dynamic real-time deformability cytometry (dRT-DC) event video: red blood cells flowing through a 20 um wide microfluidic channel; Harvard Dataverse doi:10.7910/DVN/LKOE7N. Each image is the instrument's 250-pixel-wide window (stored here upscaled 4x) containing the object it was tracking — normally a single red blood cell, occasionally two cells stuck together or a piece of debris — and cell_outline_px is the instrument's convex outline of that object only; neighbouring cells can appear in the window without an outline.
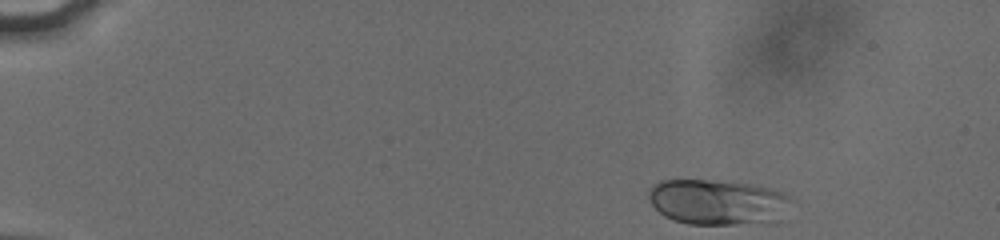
{"species": "human", "species_latin": "Homo sapiens", "temperature_condition": "cold", "stored_images_in_passage": 21, "camera_frame_rate_fps": 3000, "um_per_image_px": 0.085, "donor": {"sex": "male"}, "frame": {"image": 1, "passage_image": 1, "time_ms": 0.0, "image_size_px": [1000, 240], "cell_outline_px": [[788, 200], [776, 220], [772, 224], [688, 224], [664, 216], [648, 200], [648, 188], [652, 184], [660, 180], [708, 180], [752, 184], [784, 192], [788, 196]], "centroid_in_image_um": [60.91, 17.17], "position_along_channel_um": 24.1, "area_um2": 37.51}}
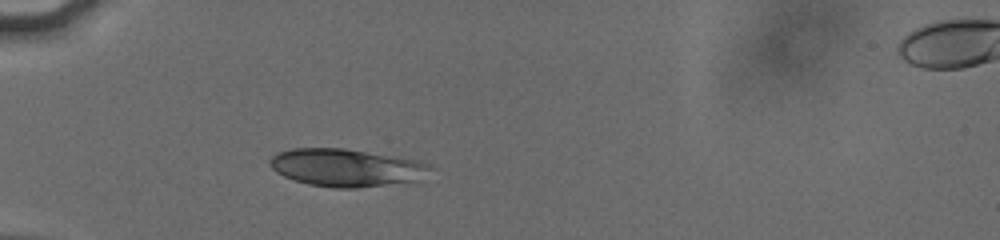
{"frame": {"image": 2, "passage_image": 12, "time_ms": 3.333, "image_size_px": [1000, 240], "cell_outline_px": [[436, 168], [420, 184], [360, 188], [336, 188], [308, 184], [284, 176], [276, 172], [268, 164], [268, 160], [276, 152], [292, 148], [344, 148], [396, 156], [420, 160]], "centroid_in_image_um": [29.62, 14.28], "position_along_channel_um": 55.4, "area_um2": 36.76}}
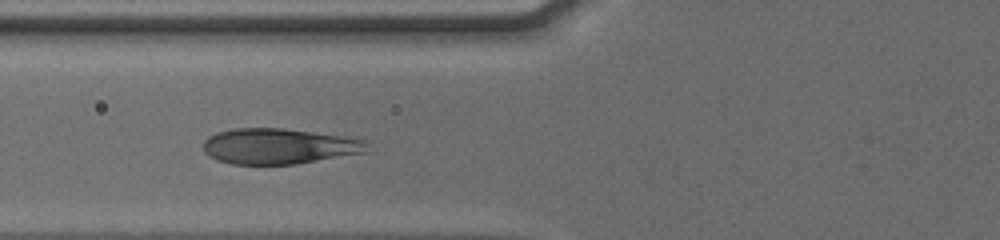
{"frame": {"image": 3, "passage_image": 20, "time_ms": 5.0, "image_size_px": [1000, 240], "cell_outline_px": [[368, 152], [296, 164], [232, 164], [216, 160], [208, 156], [204, 152], [204, 140], [208, 136], [216, 132], [236, 128], [284, 128], [344, 136], [368, 140]], "centroid_in_image_um": [23.72, 12.43], "position_along_channel_um": 102.1, "area_um2": 34.28}}